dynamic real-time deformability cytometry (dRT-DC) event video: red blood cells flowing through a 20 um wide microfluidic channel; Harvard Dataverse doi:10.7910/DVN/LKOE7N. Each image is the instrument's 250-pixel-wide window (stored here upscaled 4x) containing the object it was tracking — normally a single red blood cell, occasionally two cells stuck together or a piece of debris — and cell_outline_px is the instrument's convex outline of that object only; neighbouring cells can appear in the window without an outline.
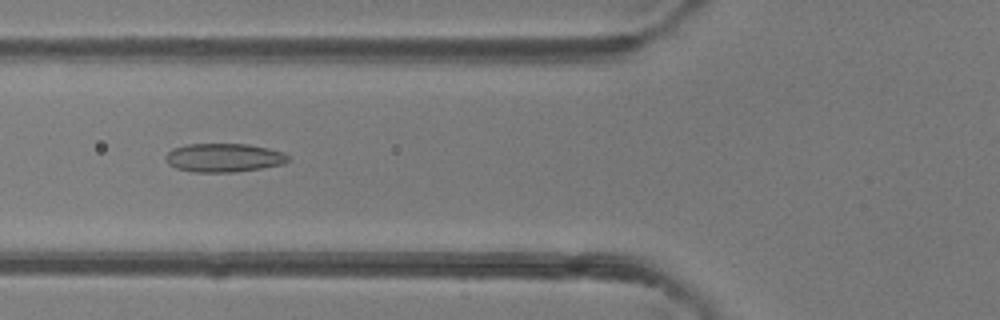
{"species": "common noctule bat (a hibernating species)", "species_latin": "Nyctalus noctula", "temperature_condition": "room temperature", "stored_images_in_passage": 5, "camera_frame_rate_fps": 3000, "um_per_image_px": 0.085, "animal": {"sex": "female"}, "frame": {"image": 1, "passage_image": 5, "time_ms": 1.333, "image_size_px": [1000, 320], "cell_outline_px": [[288, 160], [284, 164], [236, 172], [192, 172], [176, 168], [168, 164], [164, 156], [172, 148], [188, 144], [248, 144], [268, 148], [284, 152], [288, 156]], "centroid_in_image_um": [19.0, 13.4], "position_along_channel_um": 106.8, "area_um2": 20.52}}